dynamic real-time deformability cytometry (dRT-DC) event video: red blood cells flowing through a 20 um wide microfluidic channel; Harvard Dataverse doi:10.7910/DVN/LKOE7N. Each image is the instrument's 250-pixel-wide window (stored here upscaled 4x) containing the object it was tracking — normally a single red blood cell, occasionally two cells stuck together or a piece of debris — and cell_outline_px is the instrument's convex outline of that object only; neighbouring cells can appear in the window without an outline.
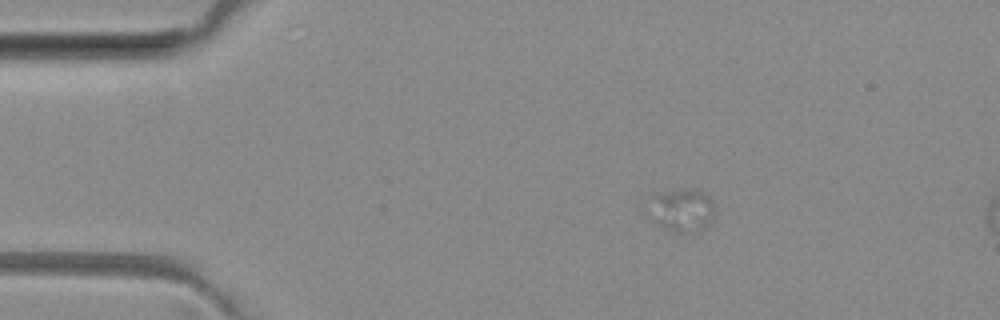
{"species": "common noctule bat (a hibernating species)", "species_latin": "Nyctalus noctula", "temperature_condition": "room temperature", "stored_images_in_passage": 4, "camera_frame_rate_fps": 3000, "um_per_image_px": 0.085, "animal": {"sex": "female", "body_mass_g": 29.2, "forearm_length_mm": 56.3}, "frame": {"image": 1, "passage_image": 2, "time_ms": 1.333, "image_size_px": [1000, 320], "cell_outline_px": [[712, 220], [708, 224], [700, 228], [680, 232], [668, 228], [652, 220], [640, 212], [652, 192], [696, 188], [708, 196], [712, 200]], "centroid_in_image_um": [57.75, 17.77], "position_along_channel_um": 27.2, "area_um2": 16.99}}